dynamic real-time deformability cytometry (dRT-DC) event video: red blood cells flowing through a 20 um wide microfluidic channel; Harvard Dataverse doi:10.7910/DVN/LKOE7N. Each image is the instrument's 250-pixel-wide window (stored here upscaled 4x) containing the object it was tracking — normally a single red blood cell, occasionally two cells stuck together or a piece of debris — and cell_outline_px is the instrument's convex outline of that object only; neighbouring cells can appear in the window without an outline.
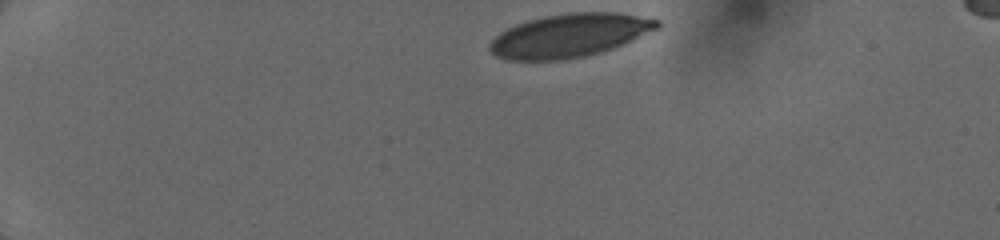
{"species": "human", "species_latin": "Homo sapiens", "temperature_condition": "cold", "stored_images_in_passage": 14, "camera_frame_rate_fps": 3000, "um_per_image_px": 0.085, "donor": {"sex": "female"}, "frame": {"image": 1, "passage_image": 1, "time_ms": 0.0, "image_size_px": [1000, 240], "cell_outline_px": [[660, 28], [612, 48], [600, 52], [584, 56], [564, 60], [508, 60], [496, 56], [488, 48], [488, 44], [500, 32], [516, 24], [528, 20], [544, 16], [572, 12], [616, 12], [660, 20]], "centroid_in_image_um": [48.39, 3.01], "position_along_channel_um": 36.6, "area_um2": 42.19}}
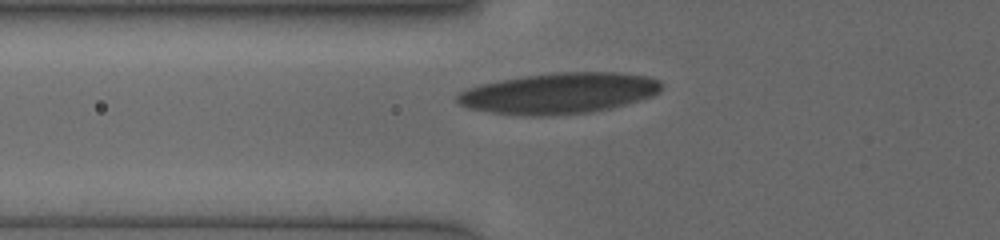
{"frame": {"image": 2, "passage_image": 11, "time_ms": 3.0, "image_size_px": [1000, 240], "cell_outline_px": [[664, 88], [660, 92], [652, 96], [612, 108], [592, 112], [552, 116], [520, 116], [492, 112], [468, 108], [460, 104], [456, 100], [456, 92], [464, 88], [480, 84], [500, 80], [524, 76], [556, 72], [616, 72], [648, 76], [660, 80], [664, 84]], "centroid_in_image_um": [47.52, 7.93], "position_along_channel_um": 78.3, "area_um2": 49.3}}
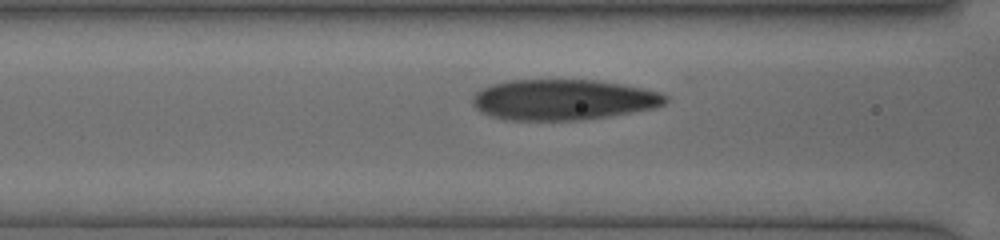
{"frame": {"image": 3, "passage_image": 13, "time_ms": 4.0, "image_size_px": [1000, 240], "cell_outline_px": [[668, 100], [664, 104], [656, 108], [608, 116], [580, 120], [504, 120], [480, 112], [472, 104], [472, 96], [476, 92], [492, 84], [512, 80], [596, 80], [644, 88], [660, 92], [668, 96]], "centroid_in_image_um": [47.88, 8.48], "position_along_channel_um": 118.7, "area_um2": 45.78}}